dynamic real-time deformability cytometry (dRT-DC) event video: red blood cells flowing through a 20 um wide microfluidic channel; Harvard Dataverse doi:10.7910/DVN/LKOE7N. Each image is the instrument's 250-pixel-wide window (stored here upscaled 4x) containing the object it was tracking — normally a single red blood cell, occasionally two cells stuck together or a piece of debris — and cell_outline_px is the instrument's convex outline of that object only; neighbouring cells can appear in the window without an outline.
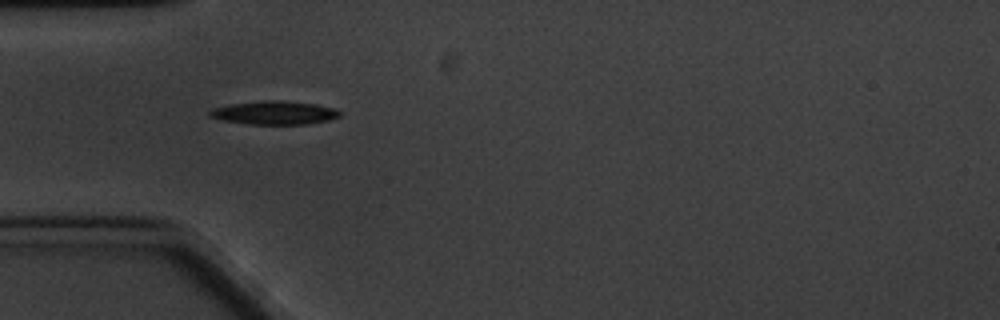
{"species": "common noctule bat (a hibernating species)", "species_latin": "Nyctalus noctula", "temperature_condition": "cold", "stored_images_in_passage": 4, "camera_frame_rate_fps": 3000, "um_per_image_px": 0.085, "animal": {"sex": "male", "body_mass_g": 20.1, "forearm_length_mm": 53.5}, "frame": {"image": 1, "passage_image": 2, "time_ms": 1.333, "image_size_px": [1000, 320], "cell_outline_px": [[340, 116], [328, 120], [308, 124], [248, 124], [220, 120], [208, 116], [208, 112], [212, 108], [232, 104], [264, 100], [284, 100], [316, 104], [336, 108], [340, 112]], "centroid_in_image_um": [23.31, 9.58], "position_along_channel_um": 61.7, "area_um2": 17.92}}